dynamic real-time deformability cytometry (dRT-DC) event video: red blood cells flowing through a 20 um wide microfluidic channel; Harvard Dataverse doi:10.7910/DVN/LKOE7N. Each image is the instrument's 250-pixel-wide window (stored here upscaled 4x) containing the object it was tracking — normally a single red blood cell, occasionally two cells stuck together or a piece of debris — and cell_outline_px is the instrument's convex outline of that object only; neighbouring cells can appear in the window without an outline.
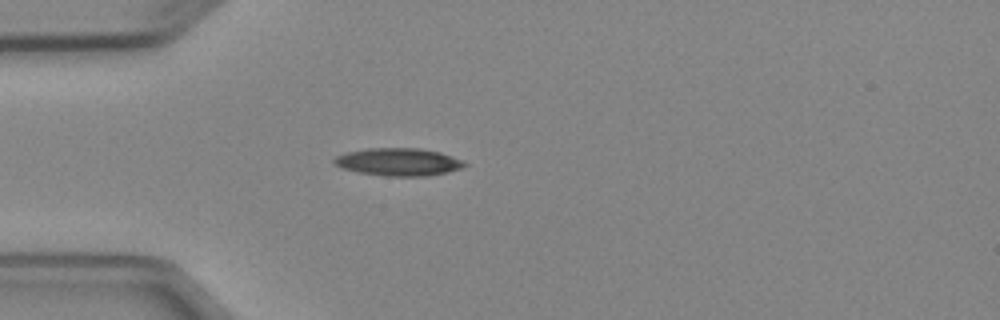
{"species": "Egyptian fruit bat (a non-hibernating species)", "species_latin": "Rousettus aegyptiacus", "temperature_condition": "cold", "stored_images_in_passage": 1, "camera_frame_rate_fps": 3000, "um_per_image_px": 0.085, "animal": {"sex": "female"}, "frame": {"image": 1, "passage_image": 1, "time_ms": 0.0, "image_size_px": [1000, 320], "cell_outline_px": [[468, 164], [464, 168], [448, 172], [428, 176], [388, 176], [360, 172], [344, 168], [336, 164], [332, 160], [336, 156], [348, 152], [368, 148], [420, 148], [440, 152], [460, 160]], "centroid_in_image_um": [33.91, 13.76], "position_along_channel_um": 51.1, "area_um2": 20.81}}